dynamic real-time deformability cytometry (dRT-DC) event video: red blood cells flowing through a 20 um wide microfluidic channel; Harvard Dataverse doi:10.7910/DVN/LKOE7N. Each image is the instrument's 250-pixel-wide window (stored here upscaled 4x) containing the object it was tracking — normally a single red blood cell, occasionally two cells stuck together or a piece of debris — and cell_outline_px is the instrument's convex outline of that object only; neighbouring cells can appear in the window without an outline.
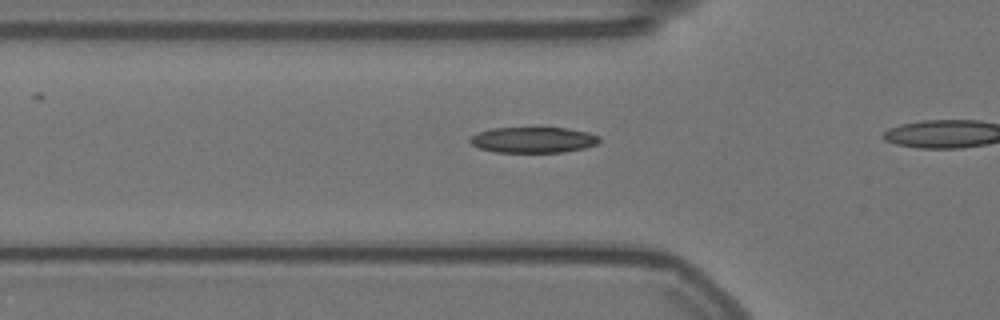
{"species": "Egyptian fruit bat (a non-hibernating species)", "species_latin": "Rousettus aegyptiacus", "temperature_condition": "warm", "stored_images_in_passage": 7, "camera_frame_rate_fps": 3000, "um_per_image_px": 0.085, "animal": {"sex": "female"}, "frame": {"image": 1, "passage_image": 5, "time_ms": 1.333, "image_size_px": [1000, 320], "cell_outline_px": [[600, 140], [596, 144], [584, 148], [564, 152], [496, 152], [480, 148], [472, 144], [468, 140], [472, 136], [480, 132], [492, 128], [568, 128], [588, 132], [600, 136]], "centroid_in_image_um": [45.35, 11.89], "position_along_channel_um": 80.4, "area_um2": 19.31}}